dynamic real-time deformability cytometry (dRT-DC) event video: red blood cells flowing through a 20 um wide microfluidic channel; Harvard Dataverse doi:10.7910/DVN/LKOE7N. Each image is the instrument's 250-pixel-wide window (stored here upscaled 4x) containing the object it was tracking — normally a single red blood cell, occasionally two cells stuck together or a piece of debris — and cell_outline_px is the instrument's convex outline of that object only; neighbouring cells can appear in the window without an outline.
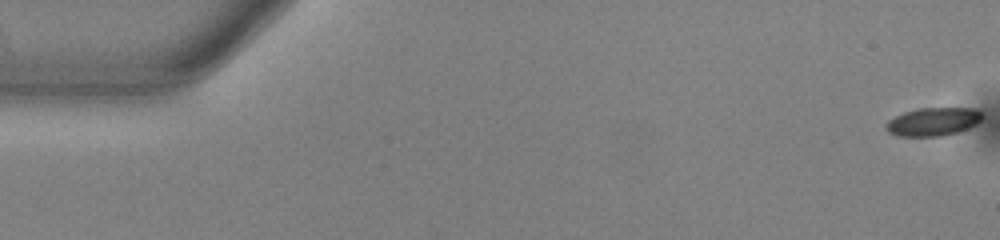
{"species": "common noctule bat (a hibernating species)", "species_latin": "Nyctalus noctula", "temperature_condition": "warm", "stored_images_in_passage": 54, "camera_frame_rate_fps": 3000, "um_per_image_px": 0.085, "animal": {"sex": "male", "body_mass_g": 13.0, "forearm_length_mm": 53.1}, "frame": {"image": 1, "passage_image": 1, "time_ms": 0.0, "image_size_px": [1000, 240], "cell_outline_px": [[980, 120], [976, 124], [968, 128], [944, 136], [896, 136], [888, 132], [884, 128], [884, 124], [888, 120], [904, 112], [916, 108], [976, 108], [980, 112]], "centroid_in_image_um": [79.25, 10.35], "position_along_channel_um": 5.7, "area_um2": 15.9}}
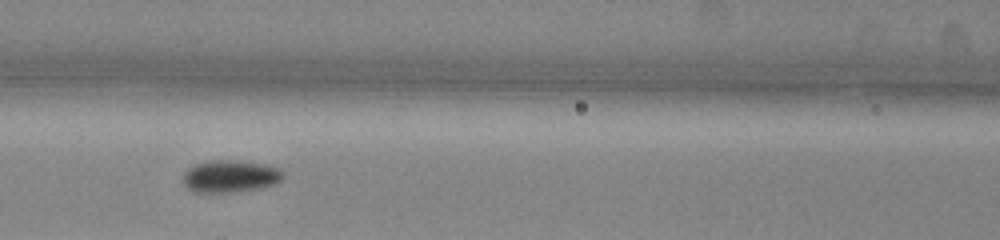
{"frame": {"image": 2, "passage_image": 24, "time_ms": 7.667, "image_size_px": [1000, 240], "cell_outline_px": [[284, 176], [276, 184], [264, 188], [232, 192], [192, 192], [184, 184], [184, 172], [188, 168], [196, 164], [208, 160], [236, 160], [264, 164], [280, 168]], "centroid_in_image_um": [19.59, 14.98], "position_along_channel_um": 147.0, "area_um2": 18.96}}
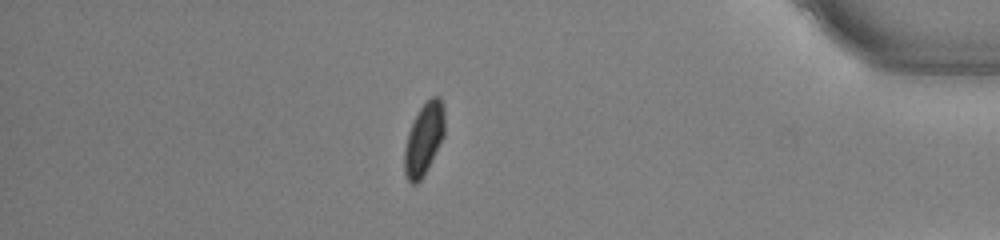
{"frame": {"image": 3, "passage_image": 47, "time_ms": 15.333, "image_size_px": [1000, 240], "cell_outline_px": [[444, 136], [424, 176], [416, 184], [412, 184], [408, 180], [404, 172], [404, 148], [408, 132], [420, 108], [432, 96], [440, 96], [444, 108]], "centroid_in_image_um": [36.03, 11.83], "position_along_channel_um": 399.2, "area_um2": 16.82}, "authors_computed_cell_mechanics": {"area_um2": 17.2244, "velocity_mm_per_s": 3.8272, "shape_relaxation_time_tau1_ms": 4.391, "shape_relaxation_time_tau2_ms": null, "deformation_change_tau1": 0.1135, "deformation_change_tau2": null}}